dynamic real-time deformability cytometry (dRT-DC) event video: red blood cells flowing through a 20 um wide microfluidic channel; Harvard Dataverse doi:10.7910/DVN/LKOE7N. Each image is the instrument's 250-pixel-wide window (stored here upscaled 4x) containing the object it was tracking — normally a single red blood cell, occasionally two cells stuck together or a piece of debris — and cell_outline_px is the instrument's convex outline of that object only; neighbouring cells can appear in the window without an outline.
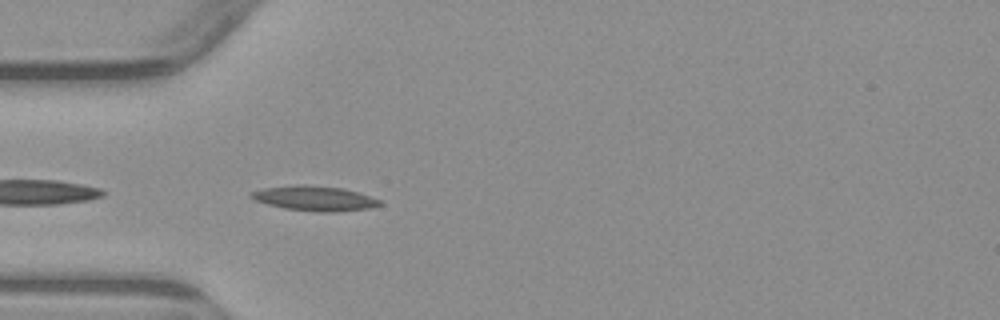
{"species": "common noctule bat (a hibernating species)", "species_latin": "Nyctalus noctula", "temperature_condition": "warm", "stored_images_in_passage": 3, "camera_frame_rate_fps": 3000, "um_per_image_px": 0.085, "animal": {"sex": "male", "body_mass_g": 23.1, "forearm_length_mm": 52.7}, "frame": {"image": 1, "passage_image": 3, "time_ms": 3.667, "image_size_px": [1000, 320], "cell_outline_px": [[384, 204], [368, 208], [336, 212], [320, 212], [284, 208], [268, 204], [256, 200], [248, 196], [248, 192], [264, 188], [300, 184], [304, 184], [344, 188], [380, 200]], "centroid_in_image_um": [26.71, 16.85], "position_along_channel_um": 58.3, "area_um2": 18.55}}